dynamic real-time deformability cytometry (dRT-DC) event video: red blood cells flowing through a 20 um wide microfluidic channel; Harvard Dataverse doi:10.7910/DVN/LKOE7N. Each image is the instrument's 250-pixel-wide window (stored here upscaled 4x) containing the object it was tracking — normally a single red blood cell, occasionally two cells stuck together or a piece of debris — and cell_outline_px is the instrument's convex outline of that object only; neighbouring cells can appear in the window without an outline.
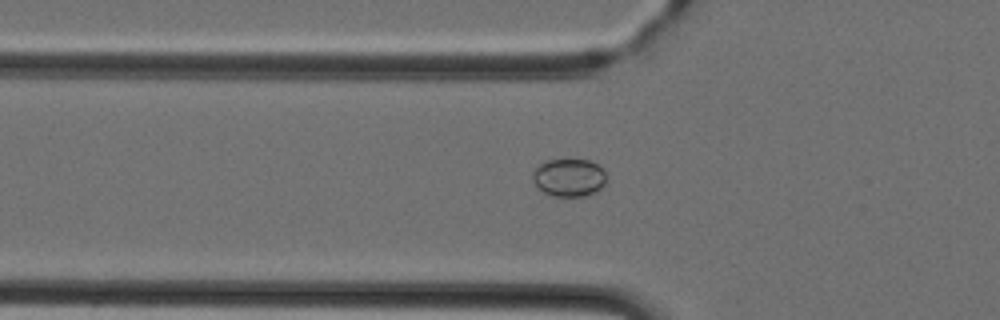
{"species": "Egyptian fruit bat (a non-hibernating species)", "species_latin": "Rousettus aegyptiacus", "temperature_condition": "cold", "stored_images_in_passage": 37, "camera_frame_rate_fps": 3000, "um_per_image_px": 0.085, "animal": {"sex": "female"}, "frame": {"image": 1, "passage_image": 6, "time_ms": 1.667, "image_size_px": [1000, 320], "cell_outline_px": [[604, 184], [596, 192], [588, 196], [552, 196], [544, 192], [532, 180], [532, 172], [544, 160], [588, 160], [600, 164], [604, 172]], "centroid_in_image_um": [48.36, 15.09], "position_along_channel_um": 77.4, "area_um2": 16.24}}
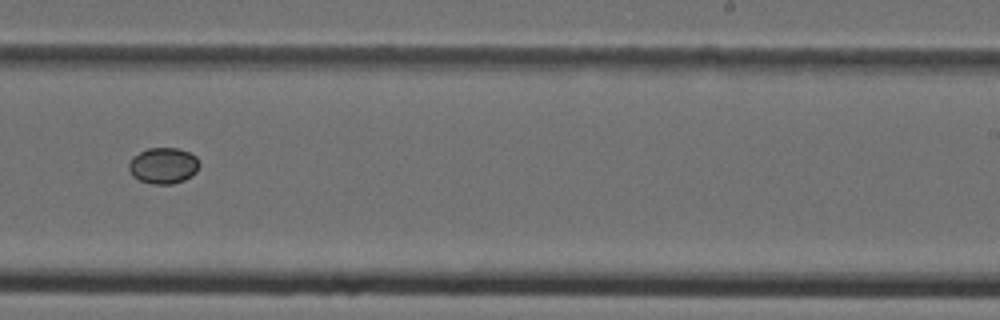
{"frame": {"image": 2, "passage_image": 20, "time_ms": 6.333, "image_size_px": [1000, 320], "cell_outline_px": [[200, 164], [196, 172], [184, 180], [172, 184], [152, 184], [140, 180], [132, 176], [128, 168], [128, 164], [132, 156], [148, 148], [176, 148], [188, 152], [196, 156]], "centroid_in_image_um": [13.87, 14.08], "position_along_channel_um": 275.1, "area_um2": 14.85}}
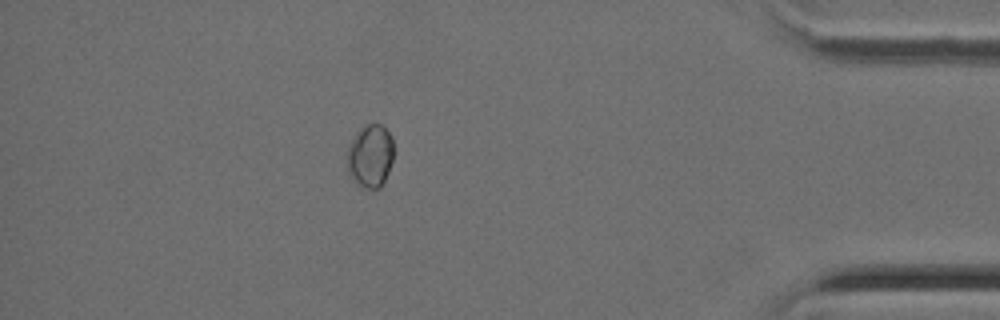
{"frame": {"image": 3, "passage_image": 32, "time_ms": 10.333, "image_size_px": [1000, 320], "cell_outline_px": [[392, 160], [388, 172], [380, 188], [360, 188], [352, 180], [348, 172], [348, 144], [356, 132], [368, 124], [380, 124], [388, 132], [392, 140]], "centroid_in_image_um": [31.44, 13.28], "position_along_channel_um": 403.8, "area_um2": 16.94}}